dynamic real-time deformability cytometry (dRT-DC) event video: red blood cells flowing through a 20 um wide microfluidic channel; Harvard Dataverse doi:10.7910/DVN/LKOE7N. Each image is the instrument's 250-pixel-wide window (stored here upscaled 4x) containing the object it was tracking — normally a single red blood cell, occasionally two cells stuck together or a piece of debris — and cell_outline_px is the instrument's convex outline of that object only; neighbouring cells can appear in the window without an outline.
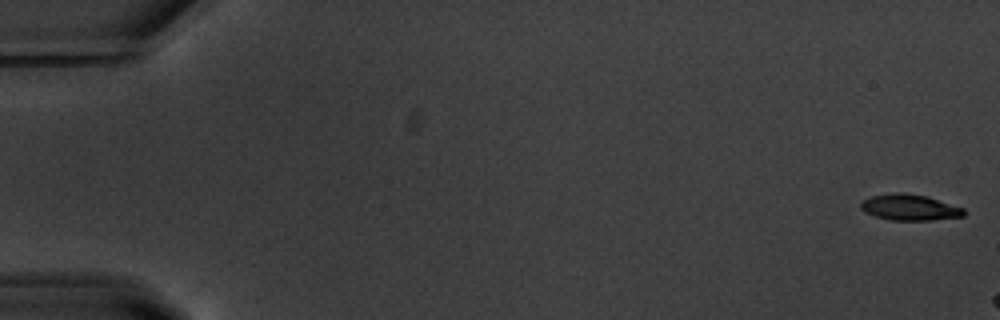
{"species": "common noctule bat (a hibernating species)", "species_latin": "Nyctalus noctula", "temperature_condition": "warm", "stored_images_in_passage": 12, "camera_frame_rate_fps": 3000, "um_per_image_px": 0.085, "animal": {"sex": "male", "body_mass_g": 20.1, "forearm_length_mm": 53.5}, "frame": {"image": 1, "passage_image": 1, "time_ms": 0.0, "image_size_px": [1000, 320], "cell_outline_px": [[964, 216], [932, 220], [892, 220], [876, 216], [864, 212], [860, 208], [860, 204], [864, 200], [872, 196], [896, 192], [900, 192], [924, 196], [964, 208]], "centroid_in_image_um": [77.3, 17.63], "position_along_channel_um": 7.7, "area_um2": 15.32}}